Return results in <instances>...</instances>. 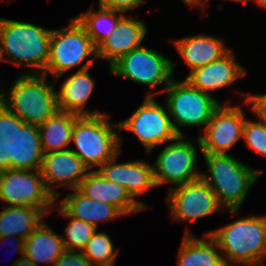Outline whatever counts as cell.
<instances>
[{
    "label": "cell",
    "mask_w": 266,
    "mask_h": 266,
    "mask_svg": "<svg viewBox=\"0 0 266 266\" xmlns=\"http://www.w3.org/2000/svg\"><path fill=\"white\" fill-rule=\"evenodd\" d=\"M61 202L59 212L65 217H73L97 228V224L104 220H111L123 214L113 205L93 200L82 194L77 188Z\"/></svg>",
    "instance_id": "cell-21"
},
{
    "label": "cell",
    "mask_w": 266,
    "mask_h": 266,
    "mask_svg": "<svg viewBox=\"0 0 266 266\" xmlns=\"http://www.w3.org/2000/svg\"><path fill=\"white\" fill-rule=\"evenodd\" d=\"M79 115L58 110L32 131L17 147L24 154H45L64 150L72 142L75 119Z\"/></svg>",
    "instance_id": "cell-15"
},
{
    "label": "cell",
    "mask_w": 266,
    "mask_h": 266,
    "mask_svg": "<svg viewBox=\"0 0 266 266\" xmlns=\"http://www.w3.org/2000/svg\"><path fill=\"white\" fill-rule=\"evenodd\" d=\"M92 64L93 60L88 61L61 85L60 91L57 92L59 110L75 113L79 116L101 114L97 111L91 113L82 110L94 89V81L88 73Z\"/></svg>",
    "instance_id": "cell-20"
},
{
    "label": "cell",
    "mask_w": 266,
    "mask_h": 266,
    "mask_svg": "<svg viewBox=\"0 0 266 266\" xmlns=\"http://www.w3.org/2000/svg\"><path fill=\"white\" fill-rule=\"evenodd\" d=\"M44 213L33 206H9L0 212V241L18 235L26 240L40 225Z\"/></svg>",
    "instance_id": "cell-24"
},
{
    "label": "cell",
    "mask_w": 266,
    "mask_h": 266,
    "mask_svg": "<svg viewBox=\"0 0 266 266\" xmlns=\"http://www.w3.org/2000/svg\"><path fill=\"white\" fill-rule=\"evenodd\" d=\"M184 136H178L174 143H169L162 150L153 166L155 185L169 182L175 185L185 184L201 178L196 171L197 151L189 141H182Z\"/></svg>",
    "instance_id": "cell-11"
},
{
    "label": "cell",
    "mask_w": 266,
    "mask_h": 266,
    "mask_svg": "<svg viewBox=\"0 0 266 266\" xmlns=\"http://www.w3.org/2000/svg\"><path fill=\"white\" fill-rule=\"evenodd\" d=\"M69 24L68 28L51 32L46 71L55 78L79 66L89 55L97 57V47L83 25L76 17Z\"/></svg>",
    "instance_id": "cell-8"
},
{
    "label": "cell",
    "mask_w": 266,
    "mask_h": 266,
    "mask_svg": "<svg viewBox=\"0 0 266 266\" xmlns=\"http://www.w3.org/2000/svg\"><path fill=\"white\" fill-rule=\"evenodd\" d=\"M233 1L246 3V2H248L250 0H233ZM203 2H204V0H191L189 5H192V6H198V5H201V4L204 5Z\"/></svg>",
    "instance_id": "cell-35"
},
{
    "label": "cell",
    "mask_w": 266,
    "mask_h": 266,
    "mask_svg": "<svg viewBox=\"0 0 266 266\" xmlns=\"http://www.w3.org/2000/svg\"><path fill=\"white\" fill-rule=\"evenodd\" d=\"M174 43L191 72L196 68L222 59L230 52L229 49H225L223 41L202 34L185 37Z\"/></svg>",
    "instance_id": "cell-22"
},
{
    "label": "cell",
    "mask_w": 266,
    "mask_h": 266,
    "mask_svg": "<svg viewBox=\"0 0 266 266\" xmlns=\"http://www.w3.org/2000/svg\"><path fill=\"white\" fill-rule=\"evenodd\" d=\"M120 12L99 7L96 13L89 9L76 18L83 25L94 45L98 47L115 31L119 21L124 17L116 15Z\"/></svg>",
    "instance_id": "cell-26"
},
{
    "label": "cell",
    "mask_w": 266,
    "mask_h": 266,
    "mask_svg": "<svg viewBox=\"0 0 266 266\" xmlns=\"http://www.w3.org/2000/svg\"><path fill=\"white\" fill-rule=\"evenodd\" d=\"M226 255V266H262L266 258V217L250 216L207 233ZM232 262V263H231Z\"/></svg>",
    "instance_id": "cell-3"
},
{
    "label": "cell",
    "mask_w": 266,
    "mask_h": 266,
    "mask_svg": "<svg viewBox=\"0 0 266 266\" xmlns=\"http://www.w3.org/2000/svg\"><path fill=\"white\" fill-rule=\"evenodd\" d=\"M183 2L186 3L187 5H189L191 0H183Z\"/></svg>",
    "instance_id": "cell-37"
},
{
    "label": "cell",
    "mask_w": 266,
    "mask_h": 266,
    "mask_svg": "<svg viewBox=\"0 0 266 266\" xmlns=\"http://www.w3.org/2000/svg\"><path fill=\"white\" fill-rule=\"evenodd\" d=\"M51 32L31 23L0 18V52L3 61V54L6 53L12 57L13 63L31 66L34 74L47 76Z\"/></svg>",
    "instance_id": "cell-4"
},
{
    "label": "cell",
    "mask_w": 266,
    "mask_h": 266,
    "mask_svg": "<svg viewBox=\"0 0 266 266\" xmlns=\"http://www.w3.org/2000/svg\"><path fill=\"white\" fill-rule=\"evenodd\" d=\"M53 266H94L83 253L65 250L55 261Z\"/></svg>",
    "instance_id": "cell-30"
},
{
    "label": "cell",
    "mask_w": 266,
    "mask_h": 266,
    "mask_svg": "<svg viewBox=\"0 0 266 266\" xmlns=\"http://www.w3.org/2000/svg\"><path fill=\"white\" fill-rule=\"evenodd\" d=\"M110 124L108 115H82L75 119L72 131V141L77 150L71 149L88 167L101 166L108 160L120 154V139Z\"/></svg>",
    "instance_id": "cell-6"
},
{
    "label": "cell",
    "mask_w": 266,
    "mask_h": 266,
    "mask_svg": "<svg viewBox=\"0 0 266 266\" xmlns=\"http://www.w3.org/2000/svg\"><path fill=\"white\" fill-rule=\"evenodd\" d=\"M94 266H114L117 252L106 233L95 232L83 250Z\"/></svg>",
    "instance_id": "cell-27"
},
{
    "label": "cell",
    "mask_w": 266,
    "mask_h": 266,
    "mask_svg": "<svg viewBox=\"0 0 266 266\" xmlns=\"http://www.w3.org/2000/svg\"><path fill=\"white\" fill-rule=\"evenodd\" d=\"M203 156L210 175L201 174V178L214 191L220 205L234 214L262 171H254L229 154L203 153Z\"/></svg>",
    "instance_id": "cell-5"
},
{
    "label": "cell",
    "mask_w": 266,
    "mask_h": 266,
    "mask_svg": "<svg viewBox=\"0 0 266 266\" xmlns=\"http://www.w3.org/2000/svg\"><path fill=\"white\" fill-rule=\"evenodd\" d=\"M25 155L36 162L47 190L56 199L59 193L51 188L53 183L57 182V186L60 183V186L74 190L89 173L88 167L71 149Z\"/></svg>",
    "instance_id": "cell-14"
},
{
    "label": "cell",
    "mask_w": 266,
    "mask_h": 266,
    "mask_svg": "<svg viewBox=\"0 0 266 266\" xmlns=\"http://www.w3.org/2000/svg\"><path fill=\"white\" fill-rule=\"evenodd\" d=\"M246 103L259 116V121L266 126V95H243Z\"/></svg>",
    "instance_id": "cell-31"
},
{
    "label": "cell",
    "mask_w": 266,
    "mask_h": 266,
    "mask_svg": "<svg viewBox=\"0 0 266 266\" xmlns=\"http://www.w3.org/2000/svg\"><path fill=\"white\" fill-rule=\"evenodd\" d=\"M172 63L157 51L141 46L122 55L109 67L113 75L152 87L165 83L167 87L174 71Z\"/></svg>",
    "instance_id": "cell-9"
},
{
    "label": "cell",
    "mask_w": 266,
    "mask_h": 266,
    "mask_svg": "<svg viewBox=\"0 0 266 266\" xmlns=\"http://www.w3.org/2000/svg\"><path fill=\"white\" fill-rule=\"evenodd\" d=\"M44 74H22L9 90L0 93V146L17 147L58 110L57 92Z\"/></svg>",
    "instance_id": "cell-1"
},
{
    "label": "cell",
    "mask_w": 266,
    "mask_h": 266,
    "mask_svg": "<svg viewBox=\"0 0 266 266\" xmlns=\"http://www.w3.org/2000/svg\"><path fill=\"white\" fill-rule=\"evenodd\" d=\"M243 138L248 146L257 153L266 156V126L261 122L245 120Z\"/></svg>",
    "instance_id": "cell-29"
},
{
    "label": "cell",
    "mask_w": 266,
    "mask_h": 266,
    "mask_svg": "<svg viewBox=\"0 0 266 266\" xmlns=\"http://www.w3.org/2000/svg\"><path fill=\"white\" fill-rule=\"evenodd\" d=\"M206 239L184 236L178 255V266H226L224 258L216 251L217 243L207 234Z\"/></svg>",
    "instance_id": "cell-25"
},
{
    "label": "cell",
    "mask_w": 266,
    "mask_h": 266,
    "mask_svg": "<svg viewBox=\"0 0 266 266\" xmlns=\"http://www.w3.org/2000/svg\"><path fill=\"white\" fill-rule=\"evenodd\" d=\"M68 225L65 229L67 238L62 237L65 250L83 251L89 239L95 234L96 227L85 221L70 217Z\"/></svg>",
    "instance_id": "cell-28"
},
{
    "label": "cell",
    "mask_w": 266,
    "mask_h": 266,
    "mask_svg": "<svg viewBox=\"0 0 266 266\" xmlns=\"http://www.w3.org/2000/svg\"><path fill=\"white\" fill-rule=\"evenodd\" d=\"M13 266H37V265L24 255L18 258V260L14 263Z\"/></svg>",
    "instance_id": "cell-33"
},
{
    "label": "cell",
    "mask_w": 266,
    "mask_h": 266,
    "mask_svg": "<svg viewBox=\"0 0 266 266\" xmlns=\"http://www.w3.org/2000/svg\"><path fill=\"white\" fill-rule=\"evenodd\" d=\"M246 71L239 66L230 51L222 59L194 69L186 80L196 89L208 93L228 86L236 79L245 76Z\"/></svg>",
    "instance_id": "cell-18"
},
{
    "label": "cell",
    "mask_w": 266,
    "mask_h": 266,
    "mask_svg": "<svg viewBox=\"0 0 266 266\" xmlns=\"http://www.w3.org/2000/svg\"><path fill=\"white\" fill-rule=\"evenodd\" d=\"M172 123L164 107L156 103L149 92L132 116L119 123V129L134 133L149 153L155 146L174 141L179 136Z\"/></svg>",
    "instance_id": "cell-10"
},
{
    "label": "cell",
    "mask_w": 266,
    "mask_h": 266,
    "mask_svg": "<svg viewBox=\"0 0 266 266\" xmlns=\"http://www.w3.org/2000/svg\"><path fill=\"white\" fill-rule=\"evenodd\" d=\"M117 156L100 166L97 171L106 179L124 187L131 197L144 193L156 186L153 165L144 161L116 164Z\"/></svg>",
    "instance_id": "cell-16"
},
{
    "label": "cell",
    "mask_w": 266,
    "mask_h": 266,
    "mask_svg": "<svg viewBox=\"0 0 266 266\" xmlns=\"http://www.w3.org/2000/svg\"><path fill=\"white\" fill-rule=\"evenodd\" d=\"M0 199L11 206L39 208L44 214L56 200L47 190L36 162L18 147L4 146H0Z\"/></svg>",
    "instance_id": "cell-2"
},
{
    "label": "cell",
    "mask_w": 266,
    "mask_h": 266,
    "mask_svg": "<svg viewBox=\"0 0 266 266\" xmlns=\"http://www.w3.org/2000/svg\"><path fill=\"white\" fill-rule=\"evenodd\" d=\"M87 197L115 206L123 215L145 209L119 184L106 180L97 170L90 171L77 188Z\"/></svg>",
    "instance_id": "cell-17"
},
{
    "label": "cell",
    "mask_w": 266,
    "mask_h": 266,
    "mask_svg": "<svg viewBox=\"0 0 266 266\" xmlns=\"http://www.w3.org/2000/svg\"><path fill=\"white\" fill-rule=\"evenodd\" d=\"M141 3H143V0H99V7L125 12L139 6Z\"/></svg>",
    "instance_id": "cell-32"
},
{
    "label": "cell",
    "mask_w": 266,
    "mask_h": 266,
    "mask_svg": "<svg viewBox=\"0 0 266 266\" xmlns=\"http://www.w3.org/2000/svg\"><path fill=\"white\" fill-rule=\"evenodd\" d=\"M162 92L167 93L166 106L176 122L172 124L179 136H184L180 126L201 125L206 128L213 112L221 104L212 95L193 87L186 79L182 82L172 79Z\"/></svg>",
    "instance_id": "cell-7"
},
{
    "label": "cell",
    "mask_w": 266,
    "mask_h": 266,
    "mask_svg": "<svg viewBox=\"0 0 266 266\" xmlns=\"http://www.w3.org/2000/svg\"><path fill=\"white\" fill-rule=\"evenodd\" d=\"M146 30L142 21L123 17L115 31L97 47V57L109 60L111 66L122 55L142 46Z\"/></svg>",
    "instance_id": "cell-19"
},
{
    "label": "cell",
    "mask_w": 266,
    "mask_h": 266,
    "mask_svg": "<svg viewBox=\"0 0 266 266\" xmlns=\"http://www.w3.org/2000/svg\"><path fill=\"white\" fill-rule=\"evenodd\" d=\"M168 202L172 217L184 221L196 220L223 209L214 191L202 178L170 188Z\"/></svg>",
    "instance_id": "cell-13"
},
{
    "label": "cell",
    "mask_w": 266,
    "mask_h": 266,
    "mask_svg": "<svg viewBox=\"0 0 266 266\" xmlns=\"http://www.w3.org/2000/svg\"><path fill=\"white\" fill-rule=\"evenodd\" d=\"M257 2L260 4V6L266 7V0H257Z\"/></svg>",
    "instance_id": "cell-36"
},
{
    "label": "cell",
    "mask_w": 266,
    "mask_h": 266,
    "mask_svg": "<svg viewBox=\"0 0 266 266\" xmlns=\"http://www.w3.org/2000/svg\"><path fill=\"white\" fill-rule=\"evenodd\" d=\"M65 251L62 236L42 222L25 240L24 255L39 266V262L52 266Z\"/></svg>",
    "instance_id": "cell-23"
},
{
    "label": "cell",
    "mask_w": 266,
    "mask_h": 266,
    "mask_svg": "<svg viewBox=\"0 0 266 266\" xmlns=\"http://www.w3.org/2000/svg\"><path fill=\"white\" fill-rule=\"evenodd\" d=\"M241 107L220 106L213 112L205 128L204 136H199L197 144L202 153L227 154L243 135L245 123Z\"/></svg>",
    "instance_id": "cell-12"
},
{
    "label": "cell",
    "mask_w": 266,
    "mask_h": 266,
    "mask_svg": "<svg viewBox=\"0 0 266 266\" xmlns=\"http://www.w3.org/2000/svg\"><path fill=\"white\" fill-rule=\"evenodd\" d=\"M16 248L15 250L21 254V256H24V246H25V240L21 238L16 239Z\"/></svg>",
    "instance_id": "cell-34"
}]
</instances>
